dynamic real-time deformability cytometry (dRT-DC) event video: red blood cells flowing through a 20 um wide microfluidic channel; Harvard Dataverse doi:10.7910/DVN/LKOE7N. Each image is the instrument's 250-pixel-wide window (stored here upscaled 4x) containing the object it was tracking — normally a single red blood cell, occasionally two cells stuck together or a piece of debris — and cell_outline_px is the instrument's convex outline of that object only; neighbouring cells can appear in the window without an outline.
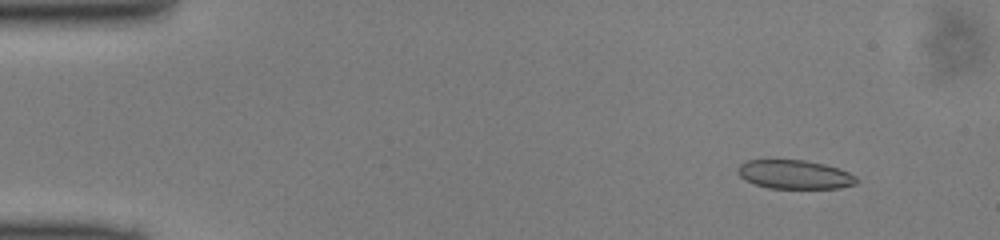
{"species": "common noctule bat (a hibernating species)", "species_latin": "Nyctalus noctula", "temperature_condition": "cold", "stored_images_in_passage": 49, "camera_frame_rate_fps": 3000, "um_per_image_px": 0.085, "animal": {"sex": "male", "body_mass_g": 13.0, "forearm_length_mm": 53.1}, "frame": {"image": 1, "passage_image": 5, "time_ms": 1.333, "image_size_px": [1000, 240], "cell_outline_px": [[856, 184], [840, 188], [768, 188], [744, 180], [740, 176], [740, 164], [748, 160], [804, 160], [824, 164], [848, 172], [856, 176]], "centroid_in_image_um": [67.56, 14.84], "position_along_channel_um": 17.4, "area_um2": 19.65}}
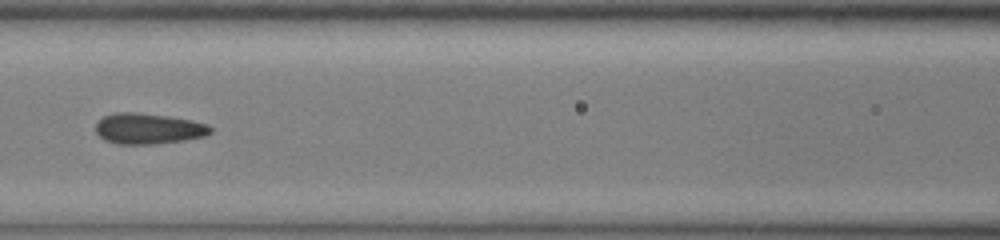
{"frame": {"image": 2, "passage_image": 22, "time_ms": 7.0, "image_size_px": [1000, 240], "cell_outline_px": [[212, 132], [204, 136], [184, 140], [156, 144], [116, 144], [104, 140], [96, 132], [96, 124], [104, 116], [116, 112], [136, 112], [168, 116], [192, 120], [208, 124], [212, 128]], "centroid_in_image_um": [12.61, 10.93], "position_along_channel_um": 154.0, "area_um2": 20.63}}
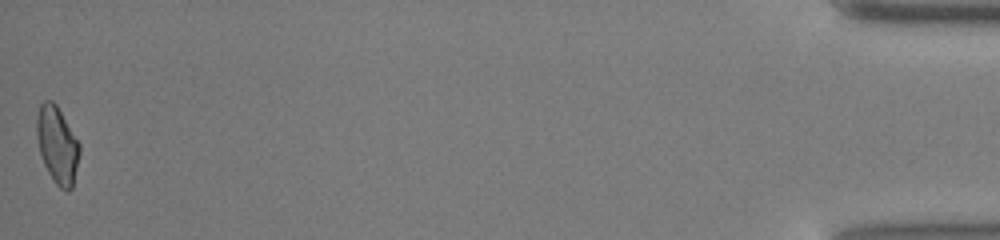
{"frame": {"image": 3, "passage_image": 49, "time_ms": 16.0, "image_size_px": [1000, 240], "cell_outline_px": [[80, 152], [72, 188], [68, 192], [60, 188], [56, 184], [48, 172], [44, 164], [40, 152], [36, 136], [36, 116], [40, 104], [44, 100], [52, 100], [56, 104], [80, 144]], "centroid_in_image_um": [4.86, 12.31], "position_along_channel_um": 430.3, "area_um2": 19.19}}